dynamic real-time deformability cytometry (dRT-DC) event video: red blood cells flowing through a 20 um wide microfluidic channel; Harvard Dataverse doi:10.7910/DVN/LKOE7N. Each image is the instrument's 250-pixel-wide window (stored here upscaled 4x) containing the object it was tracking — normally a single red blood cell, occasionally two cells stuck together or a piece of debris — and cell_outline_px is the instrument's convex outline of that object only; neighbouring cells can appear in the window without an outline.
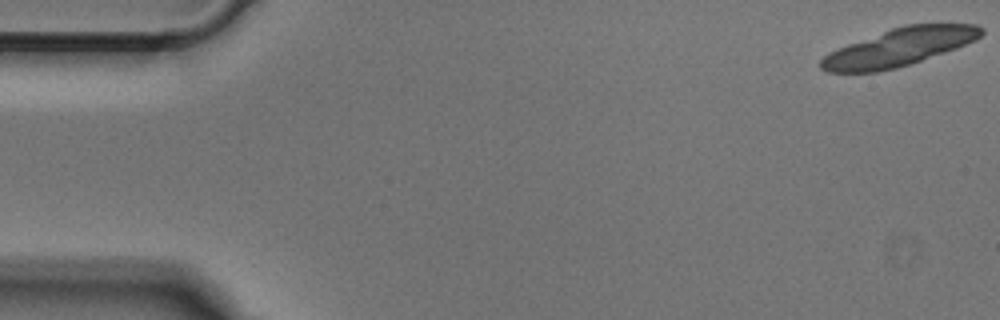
{"species": "Egyptian fruit bat (a non-hibernating species)", "species_latin": "Rousettus aegyptiacus", "temperature_condition": "cold", "stored_images_in_passage": 9, "camera_frame_rate_fps": 3000, "um_per_image_px": 0.085, "animal": {"sex": "male"}, "frame": {"image": 1, "passage_image": 1, "time_ms": 0.0, "image_size_px": [1000, 320], "cell_outline_px": [[984, 32], [976, 40], [956, 48], [896, 68], [876, 72], [828, 72], [820, 68], [820, 60], [828, 52], [848, 44], [892, 28], [904, 24], [976, 24], [984, 28]], "centroid_in_image_um": [76.43, 4.01], "position_along_channel_um": 8.6, "area_um2": 34.85}}